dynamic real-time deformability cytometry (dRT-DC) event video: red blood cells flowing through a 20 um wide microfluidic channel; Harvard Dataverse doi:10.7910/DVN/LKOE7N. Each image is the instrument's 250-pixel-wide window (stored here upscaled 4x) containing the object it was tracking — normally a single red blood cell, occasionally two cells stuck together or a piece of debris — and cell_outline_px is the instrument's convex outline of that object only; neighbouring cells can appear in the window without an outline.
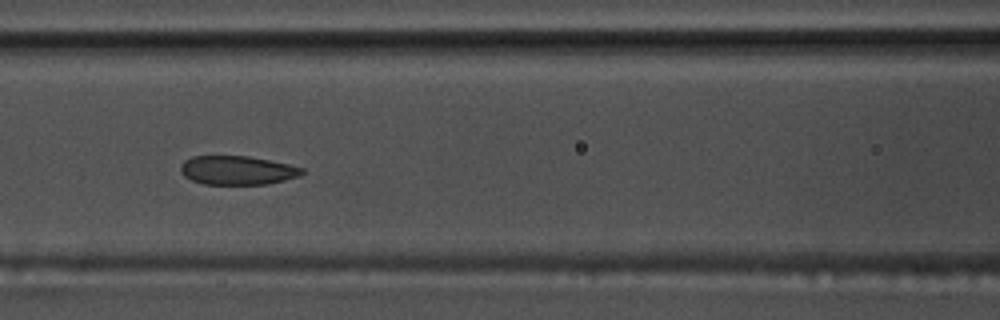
{"species": "common noctule bat (a hibernating species)", "species_latin": "Nyctalus noctula", "temperature_condition": "warm", "stored_images_in_passage": 51, "camera_frame_rate_fps": 3000, "um_per_image_px": 0.085, "animal": {"sex": "male", "body_mass_g": 17.5, "forearm_length_mm": 52.3}, "frame": {"image": 1, "passage_image": 20, "time_ms": 6.333, "image_size_px": [1000, 320], "cell_outline_px": [[304, 172], [300, 176], [284, 180], [264, 184], [204, 184], [192, 180], [184, 176], [180, 172], [180, 164], [184, 160], [192, 156], [248, 156], [288, 164], [304, 168]], "centroid_in_image_um": [20.14, 14.47], "position_along_channel_um": 146.5, "area_um2": 20.4}}
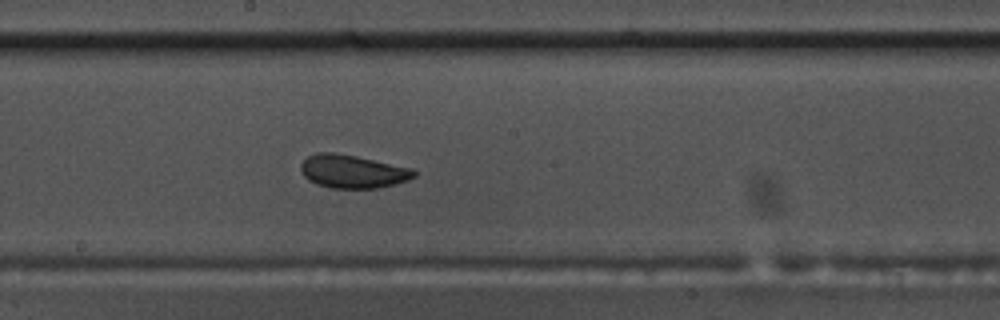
{"frame": {"image": 2, "passage_image": 26, "time_ms": 8.333, "image_size_px": [1000, 320], "cell_outline_px": [[416, 176], [408, 180], [380, 188], [328, 188], [316, 184], [308, 180], [300, 172], [300, 164], [308, 156], [316, 152], [332, 152], [356, 156], [412, 168], [416, 172]], "centroid_in_image_um": [29.94, 14.58], "position_along_channel_um": 218.3, "area_um2": 22.08}}
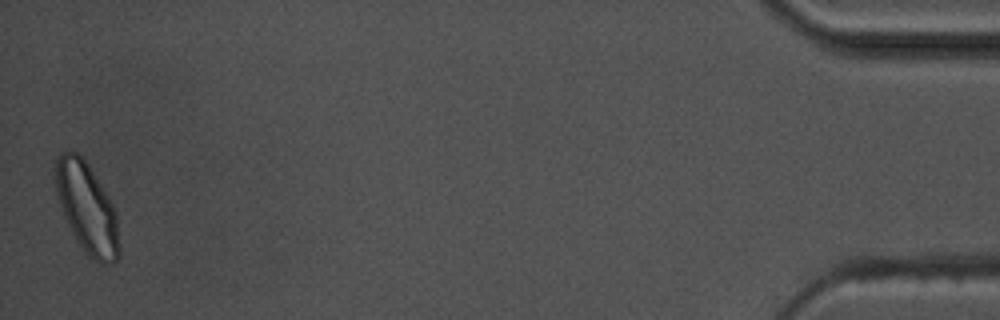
{"frame": {"image": 3, "passage_image": 51, "time_ms": 16.667, "image_size_px": [1000, 320], "cell_outline_px": [[120, 256], [112, 264], [100, 264], [88, 256], [84, 252], [76, 240], [64, 216], [60, 204], [56, 188], [56, 160], [60, 152], [76, 152], [88, 164], [112, 204], [116, 212], [120, 244]], "centroid_in_image_um": [7.42, 17.75], "position_along_channel_um": 427.8, "area_um2": 33.23}, "authors_computed_cell_mechanics": {"area_um2": 22.6576, "velocity_mm_per_s": 3.6188, "shape_relaxation_time_tau1_ms": 5.1871, "shape_relaxation_time_tau2_ms": 2.3076, "deformation_change_tau1": 0.1239, "deformation_change_tau2": 0.0728}}